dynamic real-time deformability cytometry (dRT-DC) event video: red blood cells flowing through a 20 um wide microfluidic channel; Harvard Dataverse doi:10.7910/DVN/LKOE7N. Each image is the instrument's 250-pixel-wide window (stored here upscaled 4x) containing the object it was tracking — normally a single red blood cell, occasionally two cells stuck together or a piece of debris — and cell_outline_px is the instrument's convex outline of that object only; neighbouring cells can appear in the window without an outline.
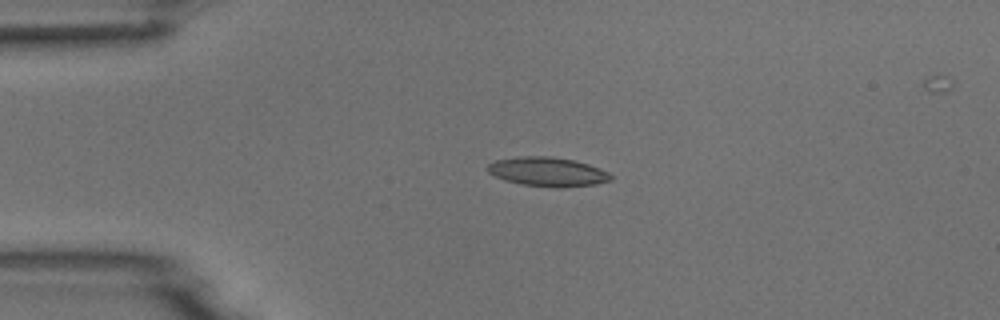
{"species": "common noctule bat (a hibernating species)", "species_latin": "Nyctalus noctula", "temperature_condition": "room temperature", "stored_images_in_passage": 10, "camera_frame_rate_fps": 3000, "um_per_image_px": 0.085, "animal": {"sex": "male", "body_mass_g": 18.8}, "frame": {"image": 1, "passage_image": 4, "time_ms": 3.333, "image_size_px": [1000, 320], "cell_outline_px": [[612, 180], [596, 184], [564, 188], [556, 188], [520, 184], [504, 180], [488, 172], [488, 164], [496, 160], [516, 156], [548, 156], [572, 160], [588, 164], [600, 168], [608, 172], [612, 176]], "centroid_in_image_um": [46.56, 14.61], "position_along_channel_um": 38.4, "area_um2": 21.04}}
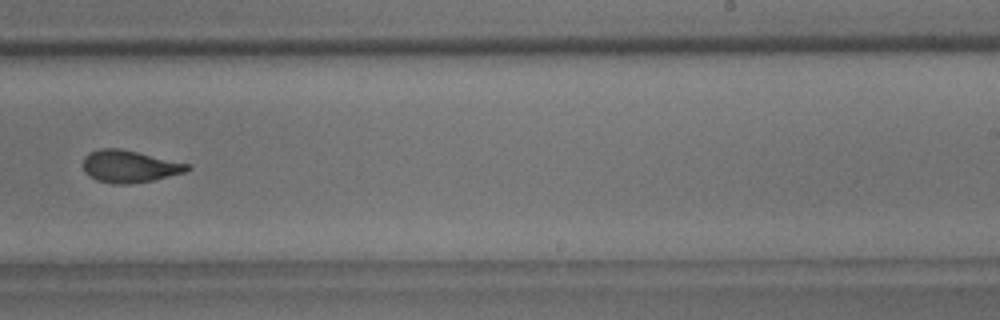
{"frame": {"image": 2, "passage_image": 10, "time_ms": 10.333, "image_size_px": [1000, 320], "cell_outline_px": [[192, 168], [184, 172], [152, 180], [128, 184], [112, 184], [96, 180], [88, 176], [84, 172], [84, 156], [88, 152], [100, 148], [120, 148], [192, 164]], "centroid_in_image_um": [10.99, 14.13], "position_along_channel_um": 278.0, "area_um2": 19.71}}